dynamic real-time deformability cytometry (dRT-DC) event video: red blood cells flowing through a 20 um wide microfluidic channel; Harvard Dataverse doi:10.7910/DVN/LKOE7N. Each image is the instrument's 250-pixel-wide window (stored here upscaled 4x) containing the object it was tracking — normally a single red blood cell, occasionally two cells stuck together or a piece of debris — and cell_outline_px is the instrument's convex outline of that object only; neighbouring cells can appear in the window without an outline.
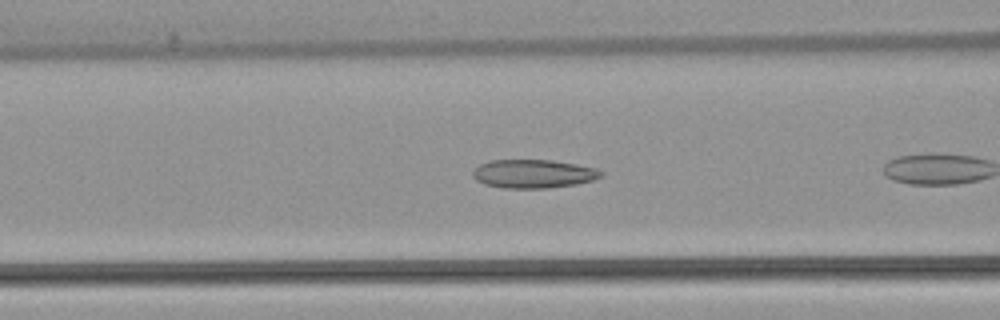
{"species": "common noctule bat (a hibernating species)", "species_latin": "Nyctalus noctula", "temperature_condition": "warm", "stored_images_in_passage": 17, "camera_frame_rate_fps": 3000, "um_per_image_px": 0.085, "animal": {"sex": "female", "body_mass_g": 22.7, "forearm_length_mm": 54.2}, "frame": {"image": 1, "passage_image": 6, "time_ms": 1.667, "image_size_px": [1000, 320], "cell_outline_px": [[604, 176], [592, 180], [576, 184], [544, 188], [504, 188], [484, 184], [476, 180], [472, 176], [472, 172], [480, 164], [488, 160], [552, 160], [576, 164], [596, 168], [604, 172]], "centroid_in_image_um": [45.34, 14.77], "position_along_channel_um": 121.3, "area_um2": 21.39}}
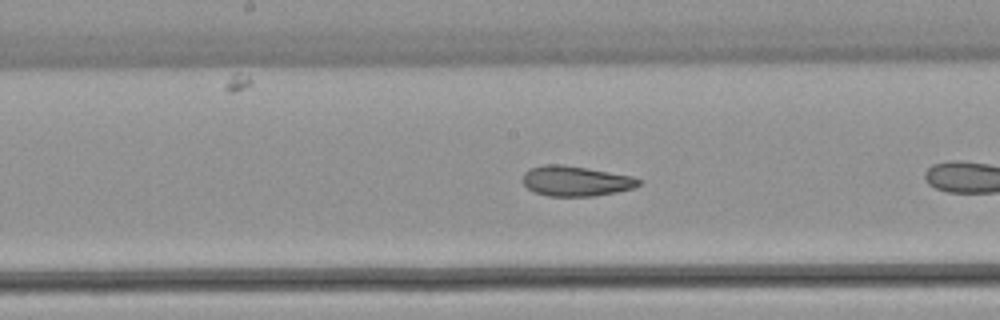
{"frame": {"image": 2, "passage_image": 12, "time_ms": 3.667, "image_size_px": [1000, 320], "cell_outline_px": [[640, 184], [636, 188], [616, 192], [592, 196], [548, 196], [536, 192], [528, 188], [520, 180], [524, 172], [528, 168], [544, 164], [564, 164], [588, 168], [632, 176], [640, 180]], "centroid_in_image_um": [48.91, 15.37], "position_along_channel_um": 199.3, "area_um2": 20.58}}
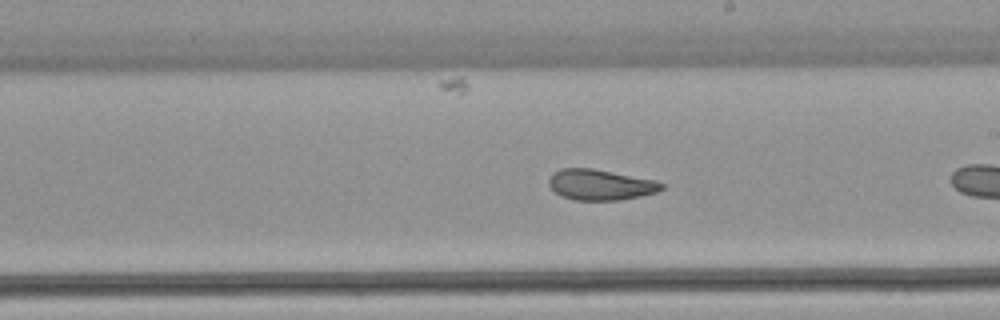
{"frame": {"image": 3, "passage_image": 15, "time_ms": 4.667, "image_size_px": [1000, 320], "cell_outline_px": [[664, 188], [656, 192], [640, 196], [620, 200], [576, 200], [560, 196], [548, 184], [548, 180], [552, 172], [560, 168], [592, 168], [656, 180], [664, 184]], "centroid_in_image_um": [51.01, 15.69], "position_along_channel_um": 238.0, "area_um2": 20.23}}